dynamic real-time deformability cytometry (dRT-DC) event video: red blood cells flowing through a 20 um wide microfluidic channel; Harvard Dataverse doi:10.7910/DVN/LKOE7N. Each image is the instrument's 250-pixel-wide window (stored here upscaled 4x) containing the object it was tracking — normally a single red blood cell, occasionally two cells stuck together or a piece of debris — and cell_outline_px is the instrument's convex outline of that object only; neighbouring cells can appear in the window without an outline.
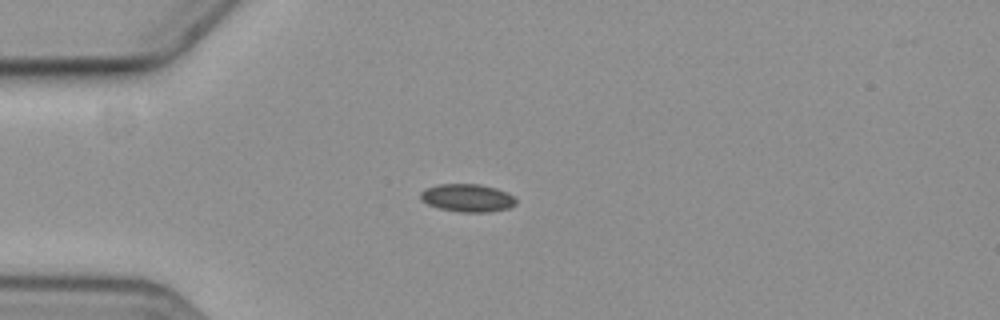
{"species": "common noctule bat (a hibernating species)", "species_latin": "Nyctalus noctula", "temperature_condition": "cold", "stored_images_in_passage": 6, "camera_frame_rate_fps": 3000, "um_per_image_px": 0.085, "animal": {"sex": "female", "body_mass_g": 19.3, "forearm_length_mm": 54.1}, "frame": {"image": 1, "passage_image": 3, "time_ms": 2.667, "image_size_px": [1000, 320], "cell_outline_px": [[516, 204], [508, 208], [488, 212], [460, 212], [436, 208], [420, 200], [420, 192], [424, 188], [440, 184], [480, 184], [496, 188], [508, 192], [516, 200]], "centroid_in_image_um": [39.7, 16.82], "position_along_channel_um": 45.3, "area_um2": 15.66}}
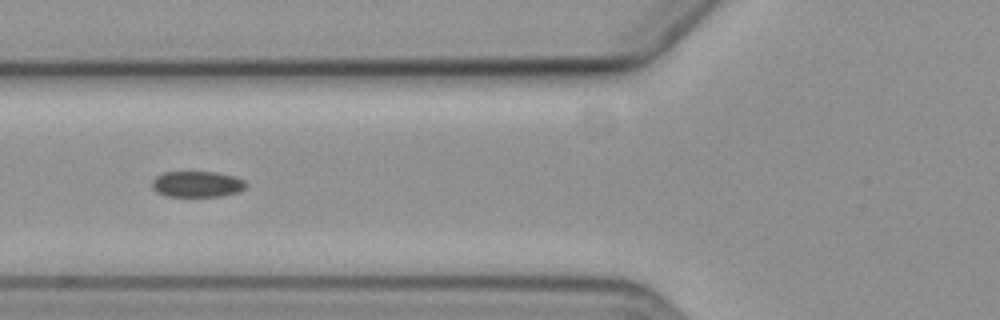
{"frame": {"image": 2, "passage_image": 5, "time_ms": 5.0, "image_size_px": [1000, 320], "cell_outline_px": [[248, 184], [240, 192], [220, 196], [164, 196], [156, 192], [152, 188], [152, 180], [156, 176], [164, 172], [216, 172], [236, 176], [244, 180]], "centroid_in_image_um": [16.76, 15.65], "position_along_channel_um": 109.0, "area_um2": 14.39}}
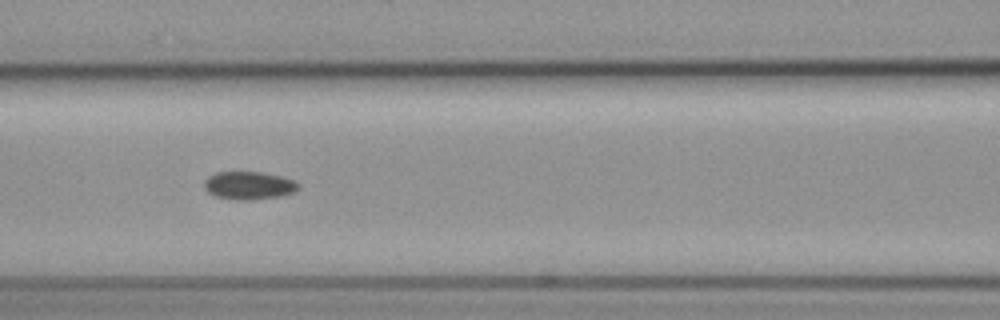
{"frame": {"image": 3, "passage_image": 6, "time_ms": 6.0, "image_size_px": [1000, 320], "cell_outline_px": [[300, 188], [292, 192], [280, 196], [248, 200], [236, 200], [216, 196], [208, 192], [204, 188], [204, 180], [208, 176], [216, 172], [260, 172], [280, 176], [292, 180], [300, 184]], "centroid_in_image_um": [21.13, 15.76], "position_along_channel_um": 145.5, "area_um2": 15.26}}